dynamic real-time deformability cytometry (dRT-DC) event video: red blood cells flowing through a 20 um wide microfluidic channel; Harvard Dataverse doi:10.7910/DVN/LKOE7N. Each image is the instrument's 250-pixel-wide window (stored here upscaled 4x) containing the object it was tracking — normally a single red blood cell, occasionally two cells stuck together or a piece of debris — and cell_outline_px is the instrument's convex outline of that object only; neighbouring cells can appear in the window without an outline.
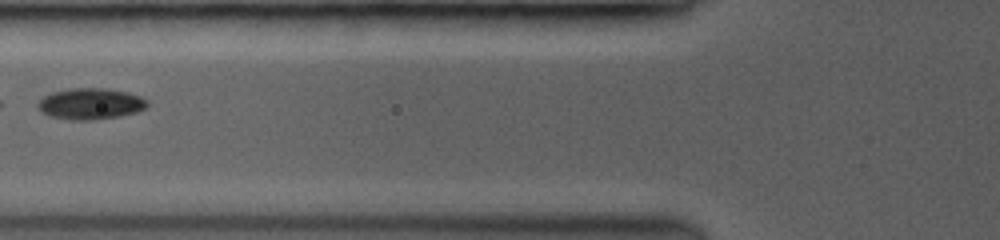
{"species": "common noctule bat (a hibernating species)", "species_latin": "Nyctalus noctula", "temperature_condition": "room temperature", "stored_images_in_passage": 24, "camera_frame_rate_fps": 3500, "um_per_image_px": 0.085, "animal": {"sex": "female", "body_mass_g": 19.0, "forearm_length_mm": 53.3}, "frame": {"image": 1, "passage_image": 8, "time_ms": 3.714, "image_size_px": [1000, 240], "cell_outline_px": [[148, 104], [144, 108], [136, 112], [116, 116], [88, 120], [72, 120], [52, 116], [44, 112], [40, 108], [40, 100], [44, 96], [56, 92], [72, 88], [104, 88], [124, 92], [136, 96], [144, 100]], "centroid_in_image_um": [7.68, 8.82], "position_along_channel_um": 118.1, "area_um2": 18.96}, "authors_computed_cell_mechanics": {"area_um2": 18.1492, "velocity_mm_per_s": 4.0558, "shape_relaxation_time_tau1_ms": null, "shape_relaxation_time_tau2_ms": 5.2481, "deformation_change_tau1": null, "deformation_change_tau2": 0.0716}}